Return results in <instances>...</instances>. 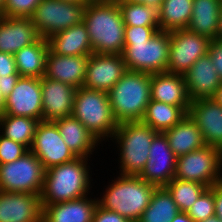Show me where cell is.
Here are the masks:
<instances>
[{
  "instance_id": "cell-1",
  "label": "cell",
  "mask_w": 222,
  "mask_h": 222,
  "mask_svg": "<svg viewBox=\"0 0 222 222\" xmlns=\"http://www.w3.org/2000/svg\"><path fill=\"white\" fill-rule=\"evenodd\" d=\"M83 23L87 27L93 53L124 52L125 24L116 0L89 1Z\"/></svg>"
},
{
  "instance_id": "cell-2",
  "label": "cell",
  "mask_w": 222,
  "mask_h": 222,
  "mask_svg": "<svg viewBox=\"0 0 222 222\" xmlns=\"http://www.w3.org/2000/svg\"><path fill=\"white\" fill-rule=\"evenodd\" d=\"M88 160L90 161L89 158L76 157L73 161L45 170L40 195L42 209L46 205L77 200L90 195L91 182L94 179H91L92 168L88 165Z\"/></svg>"
},
{
  "instance_id": "cell-3",
  "label": "cell",
  "mask_w": 222,
  "mask_h": 222,
  "mask_svg": "<svg viewBox=\"0 0 222 222\" xmlns=\"http://www.w3.org/2000/svg\"><path fill=\"white\" fill-rule=\"evenodd\" d=\"M104 187L106 190L102 192V197H97L98 205L115 211L129 221L140 219L157 188L139 176L123 175H116V179Z\"/></svg>"
},
{
  "instance_id": "cell-4",
  "label": "cell",
  "mask_w": 222,
  "mask_h": 222,
  "mask_svg": "<svg viewBox=\"0 0 222 222\" xmlns=\"http://www.w3.org/2000/svg\"><path fill=\"white\" fill-rule=\"evenodd\" d=\"M151 74L127 70L108 92L118 124L141 121L151 100Z\"/></svg>"
},
{
  "instance_id": "cell-5",
  "label": "cell",
  "mask_w": 222,
  "mask_h": 222,
  "mask_svg": "<svg viewBox=\"0 0 222 222\" xmlns=\"http://www.w3.org/2000/svg\"><path fill=\"white\" fill-rule=\"evenodd\" d=\"M142 121H128L118 124L110 139L118 148L119 175L139 176L148 158L152 140L157 134Z\"/></svg>"
},
{
  "instance_id": "cell-6",
  "label": "cell",
  "mask_w": 222,
  "mask_h": 222,
  "mask_svg": "<svg viewBox=\"0 0 222 222\" xmlns=\"http://www.w3.org/2000/svg\"><path fill=\"white\" fill-rule=\"evenodd\" d=\"M72 115L102 144L109 142L118 127L107 92L84 87L77 89Z\"/></svg>"
},
{
  "instance_id": "cell-7",
  "label": "cell",
  "mask_w": 222,
  "mask_h": 222,
  "mask_svg": "<svg viewBox=\"0 0 222 222\" xmlns=\"http://www.w3.org/2000/svg\"><path fill=\"white\" fill-rule=\"evenodd\" d=\"M170 48V32L158 31L149 41L125 42L122 56L127 70L167 72Z\"/></svg>"
},
{
  "instance_id": "cell-8",
  "label": "cell",
  "mask_w": 222,
  "mask_h": 222,
  "mask_svg": "<svg viewBox=\"0 0 222 222\" xmlns=\"http://www.w3.org/2000/svg\"><path fill=\"white\" fill-rule=\"evenodd\" d=\"M174 178L195 181L208 188L222 182V151L204 147L177 157Z\"/></svg>"
},
{
  "instance_id": "cell-9",
  "label": "cell",
  "mask_w": 222,
  "mask_h": 222,
  "mask_svg": "<svg viewBox=\"0 0 222 222\" xmlns=\"http://www.w3.org/2000/svg\"><path fill=\"white\" fill-rule=\"evenodd\" d=\"M45 169L29 150L19 159L0 164V191L41 195Z\"/></svg>"
},
{
  "instance_id": "cell-10",
  "label": "cell",
  "mask_w": 222,
  "mask_h": 222,
  "mask_svg": "<svg viewBox=\"0 0 222 222\" xmlns=\"http://www.w3.org/2000/svg\"><path fill=\"white\" fill-rule=\"evenodd\" d=\"M87 4L62 0H42L36 7L31 20L41 38L83 23Z\"/></svg>"
},
{
  "instance_id": "cell-11",
  "label": "cell",
  "mask_w": 222,
  "mask_h": 222,
  "mask_svg": "<svg viewBox=\"0 0 222 222\" xmlns=\"http://www.w3.org/2000/svg\"><path fill=\"white\" fill-rule=\"evenodd\" d=\"M210 39L188 29L170 32L168 73L184 75L208 51Z\"/></svg>"
},
{
  "instance_id": "cell-12",
  "label": "cell",
  "mask_w": 222,
  "mask_h": 222,
  "mask_svg": "<svg viewBox=\"0 0 222 222\" xmlns=\"http://www.w3.org/2000/svg\"><path fill=\"white\" fill-rule=\"evenodd\" d=\"M42 163L45 170L73 161L76 156L66 145L53 121H40L29 149Z\"/></svg>"
},
{
  "instance_id": "cell-13",
  "label": "cell",
  "mask_w": 222,
  "mask_h": 222,
  "mask_svg": "<svg viewBox=\"0 0 222 222\" xmlns=\"http://www.w3.org/2000/svg\"><path fill=\"white\" fill-rule=\"evenodd\" d=\"M3 114L42 121L41 78L20 76L14 89L4 99Z\"/></svg>"
},
{
  "instance_id": "cell-14",
  "label": "cell",
  "mask_w": 222,
  "mask_h": 222,
  "mask_svg": "<svg viewBox=\"0 0 222 222\" xmlns=\"http://www.w3.org/2000/svg\"><path fill=\"white\" fill-rule=\"evenodd\" d=\"M177 156L165 133L158 132L151 143L148 161L139 177L157 187H165L175 174Z\"/></svg>"
},
{
  "instance_id": "cell-15",
  "label": "cell",
  "mask_w": 222,
  "mask_h": 222,
  "mask_svg": "<svg viewBox=\"0 0 222 222\" xmlns=\"http://www.w3.org/2000/svg\"><path fill=\"white\" fill-rule=\"evenodd\" d=\"M127 71L122 54L89 55L84 88L109 92Z\"/></svg>"
},
{
  "instance_id": "cell-16",
  "label": "cell",
  "mask_w": 222,
  "mask_h": 222,
  "mask_svg": "<svg viewBox=\"0 0 222 222\" xmlns=\"http://www.w3.org/2000/svg\"><path fill=\"white\" fill-rule=\"evenodd\" d=\"M188 115L196 123L206 145L222 151V105L213 98L191 101Z\"/></svg>"
},
{
  "instance_id": "cell-17",
  "label": "cell",
  "mask_w": 222,
  "mask_h": 222,
  "mask_svg": "<svg viewBox=\"0 0 222 222\" xmlns=\"http://www.w3.org/2000/svg\"><path fill=\"white\" fill-rule=\"evenodd\" d=\"M40 195L0 191V222H42Z\"/></svg>"
},
{
  "instance_id": "cell-18",
  "label": "cell",
  "mask_w": 222,
  "mask_h": 222,
  "mask_svg": "<svg viewBox=\"0 0 222 222\" xmlns=\"http://www.w3.org/2000/svg\"><path fill=\"white\" fill-rule=\"evenodd\" d=\"M42 121H54L73 113L77 89L67 83L41 78Z\"/></svg>"
},
{
  "instance_id": "cell-19",
  "label": "cell",
  "mask_w": 222,
  "mask_h": 222,
  "mask_svg": "<svg viewBox=\"0 0 222 222\" xmlns=\"http://www.w3.org/2000/svg\"><path fill=\"white\" fill-rule=\"evenodd\" d=\"M89 55H58L50 50L46 58L45 77L67 83L76 89L83 87Z\"/></svg>"
},
{
  "instance_id": "cell-20",
  "label": "cell",
  "mask_w": 222,
  "mask_h": 222,
  "mask_svg": "<svg viewBox=\"0 0 222 222\" xmlns=\"http://www.w3.org/2000/svg\"><path fill=\"white\" fill-rule=\"evenodd\" d=\"M40 38L31 18L0 16V52L14 55Z\"/></svg>"
},
{
  "instance_id": "cell-21",
  "label": "cell",
  "mask_w": 222,
  "mask_h": 222,
  "mask_svg": "<svg viewBox=\"0 0 222 222\" xmlns=\"http://www.w3.org/2000/svg\"><path fill=\"white\" fill-rule=\"evenodd\" d=\"M183 77L191 101L212 98L222 82L208 54L193 63Z\"/></svg>"
},
{
  "instance_id": "cell-22",
  "label": "cell",
  "mask_w": 222,
  "mask_h": 222,
  "mask_svg": "<svg viewBox=\"0 0 222 222\" xmlns=\"http://www.w3.org/2000/svg\"><path fill=\"white\" fill-rule=\"evenodd\" d=\"M150 87L152 100L182 107L188 113L191 100L183 75L168 72L153 73Z\"/></svg>"
},
{
  "instance_id": "cell-23",
  "label": "cell",
  "mask_w": 222,
  "mask_h": 222,
  "mask_svg": "<svg viewBox=\"0 0 222 222\" xmlns=\"http://www.w3.org/2000/svg\"><path fill=\"white\" fill-rule=\"evenodd\" d=\"M62 139L76 157L91 158L101 144L96 137L73 115L53 121Z\"/></svg>"
},
{
  "instance_id": "cell-24",
  "label": "cell",
  "mask_w": 222,
  "mask_h": 222,
  "mask_svg": "<svg viewBox=\"0 0 222 222\" xmlns=\"http://www.w3.org/2000/svg\"><path fill=\"white\" fill-rule=\"evenodd\" d=\"M98 198L83 197L77 200L46 205L42 222H92Z\"/></svg>"
},
{
  "instance_id": "cell-25",
  "label": "cell",
  "mask_w": 222,
  "mask_h": 222,
  "mask_svg": "<svg viewBox=\"0 0 222 222\" xmlns=\"http://www.w3.org/2000/svg\"><path fill=\"white\" fill-rule=\"evenodd\" d=\"M49 50L58 55H91L93 48L87 27L84 23L69 27L51 35L48 39Z\"/></svg>"
},
{
  "instance_id": "cell-26",
  "label": "cell",
  "mask_w": 222,
  "mask_h": 222,
  "mask_svg": "<svg viewBox=\"0 0 222 222\" xmlns=\"http://www.w3.org/2000/svg\"><path fill=\"white\" fill-rule=\"evenodd\" d=\"M222 11V0H193L189 31L217 39Z\"/></svg>"
},
{
  "instance_id": "cell-27",
  "label": "cell",
  "mask_w": 222,
  "mask_h": 222,
  "mask_svg": "<svg viewBox=\"0 0 222 222\" xmlns=\"http://www.w3.org/2000/svg\"><path fill=\"white\" fill-rule=\"evenodd\" d=\"M164 133L167 136L171 150L177 157L206 145L198 126L188 114Z\"/></svg>"
},
{
  "instance_id": "cell-28",
  "label": "cell",
  "mask_w": 222,
  "mask_h": 222,
  "mask_svg": "<svg viewBox=\"0 0 222 222\" xmlns=\"http://www.w3.org/2000/svg\"><path fill=\"white\" fill-rule=\"evenodd\" d=\"M48 51L49 44L45 38H40L37 42L17 51L14 59L18 74L22 77L34 78L45 76Z\"/></svg>"
},
{
  "instance_id": "cell-29",
  "label": "cell",
  "mask_w": 222,
  "mask_h": 222,
  "mask_svg": "<svg viewBox=\"0 0 222 222\" xmlns=\"http://www.w3.org/2000/svg\"><path fill=\"white\" fill-rule=\"evenodd\" d=\"M193 11V0H163L158 9L160 31L187 29Z\"/></svg>"
},
{
  "instance_id": "cell-30",
  "label": "cell",
  "mask_w": 222,
  "mask_h": 222,
  "mask_svg": "<svg viewBox=\"0 0 222 222\" xmlns=\"http://www.w3.org/2000/svg\"><path fill=\"white\" fill-rule=\"evenodd\" d=\"M187 114L182 107L151 99L141 121L156 132L164 133L179 123Z\"/></svg>"
},
{
  "instance_id": "cell-31",
  "label": "cell",
  "mask_w": 222,
  "mask_h": 222,
  "mask_svg": "<svg viewBox=\"0 0 222 222\" xmlns=\"http://www.w3.org/2000/svg\"><path fill=\"white\" fill-rule=\"evenodd\" d=\"M40 121L26 116H0V134L31 148L36 127Z\"/></svg>"
},
{
  "instance_id": "cell-32",
  "label": "cell",
  "mask_w": 222,
  "mask_h": 222,
  "mask_svg": "<svg viewBox=\"0 0 222 222\" xmlns=\"http://www.w3.org/2000/svg\"><path fill=\"white\" fill-rule=\"evenodd\" d=\"M179 209L165 187H157L140 222H172Z\"/></svg>"
},
{
  "instance_id": "cell-33",
  "label": "cell",
  "mask_w": 222,
  "mask_h": 222,
  "mask_svg": "<svg viewBox=\"0 0 222 222\" xmlns=\"http://www.w3.org/2000/svg\"><path fill=\"white\" fill-rule=\"evenodd\" d=\"M165 188L171 194L179 211L187 212L208 187L195 181H183L173 178Z\"/></svg>"
},
{
  "instance_id": "cell-34",
  "label": "cell",
  "mask_w": 222,
  "mask_h": 222,
  "mask_svg": "<svg viewBox=\"0 0 222 222\" xmlns=\"http://www.w3.org/2000/svg\"><path fill=\"white\" fill-rule=\"evenodd\" d=\"M125 26H159L158 10L151 6L116 0Z\"/></svg>"
},
{
  "instance_id": "cell-35",
  "label": "cell",
  "mask_w": 222,
  "mask_h": 222,
  "mask_svg": "<svg viewBox=\"0 0 222 222\" xmlns=\"http://www.w3.org/2000/svg\"><path fill=\"white\" fill-rule=\"evenodd\" d=\"M194 222H201L215 215L214 185L207 188L186 212Z\"/></svg>"
},
{
  "instance_id": "cell-36",
  "label": "cell",
  "mask_w": 222,
  "mask_h": 222,
  "mask_svg": "<svg viewBox=\"0 0 222 222\" xmlns=\"http://www.w3.org/2000/svg\"><path fill=\"white\" fill-rule=\"evenodd\" d=\"M42 0H5L0 16L31 18Z\"/></svg>"
},
{
  "instance_id": "cell-37",
  "label": "cell",
  "mask_w": 222,
  "mask_h": 222,
  "mask_svg": "<svg viewBox=\"0 0 222 222\" xmlns=\"http://www.w3.org/2000/svg\"><path fill=\"white\" fill-rule=\"evenodd\" d=\"M28 151L29 149L25 145L0 134V164L13 162Z\"/></svg>"
},
{
  "instance_id": "cell-38",
  "label": "cell",
  "mask_w": 222,
  "mask_h": 222,
  "mask_svg": "<svg viewBox=\"0 0 222 222\" xmlns=\"http://www.w3.org/2000/svg\"><path fill=\"white\" fill-rule=\"evenodd\" d=\"M158 31L159 26H125L124 42L149 41Z\"/></svg>"
},
{
  "instance_id": "cell-39",
  "label": "cell",
  "mask_w": 222,
  "mask_h": 222,
  "mask_svg": "<svg viewBox=\"0 0 222 222\" xmlns=\"http://www.w3.org/2000/svg\"><path fill=\"white\" fill-rule=\"evenodd\" d=\"M207 54L222 81V41L219 39H211L208 45Z\"/></svg>"
},
{
  "instance_id": "cell-40",
  "label": "cell",
  "mask_w": 222,
  "mask_h": 222,
  "mask_svg": "<svg viewBox=\"0 0 222 222\" xmlns=\"http://www.w3.org/2000/svg\"><path fill=\"white\" fill-rule=\"evenodd\" d=\"M92 222H130L125 217L119 215L115 211L107 210L99 205L96 206Z\"/></svg>"
},
{
  "instance_id": "cell-41",
  "label": "cell",
  "mask_w": 222,
  "mask_h": 222,
  "mask_svg": "<svg viewBox=\"0 0 222 222\" xmlns=\"http://www.w3.org/2000/svg\"><path fill=\"white\" fill-rule=\"evenodd\" d=\"M12 74H18L14 55L0 52V76L7 77V75Z\"/></svg>"
},
{
  "instance_id": "cell-42",
  "label": "cell",
  "mask_w": 222,
  "mask_h": 222,
  "mask_svg": "<svg viewBox=\"0 0 222 222\" xmlns=\"http://www.w3.org/2000/svg\"><path fill=\"white\" fill-rule=\"evenodd\" d=\"M20 75L12 74L7 77L0 76V95L5 99L14 89Z\"/></svg>"
},
{
  "instance_id": "cell-43",
  "label": "cell",
  "mask_w": 222,
  "mask_h": 222,
  "mask_svg": "<svg viewBox=\"0 0 222 222\" xmlns=\"http://www.w3.org/2000/svg\"><path fill=\"white\" fill-rule=\"evenodd\" d=\"M215 215L222 221V182L214 185Z\"/></svg>"
},
{
  "instance_id": "cell-44",
  "label": "cell",
  "mask_w": 222,
  "mask_h": 222,
  "mask_svg": "<svg viewBox=\"0 0 222 222\" xmlns=\"http://www.w3.org/2000/svg\"><path fill=\"white\" fill-rule=\"evenodd\" d=\"M125 1L151 6L153 8H156L157 10L160 8L163 2V0H125Z\"/></svg>"
},
{
  "instance_id": "cell-45",
  "label": "cell",
  "mask_w": 222,
  "mask_h": 222,
  "mask_svg": "<svg viewBox=\"0 0 222 222\" xmlns=\"http://www.w3.org/2000/svg\"><path fill=\"white\" fill-rule=\"evenodd\" d=\"M172 222H194L186 212H178Z\"/></svg>"
},
{
  "instance_id": "cell-46",
  "label": "cell",
  "mask_w": 222,
  "mask_h": 222,
  "mask_svg": "<svg viewBox=\"0 0 222 222\" xmlns=\"http://www.w3.org/2000/svg\"><path fill=\"white\" fill-rule=\"evenodd\" d=\"M217 103L222 105V82L221 85L218 87L215 95L212 97Z\"/></svg>"
},
{
  "instance_id": "cell-47",
  "label": "cell",
  "mask_w": 222,
  "mask_h": 222,
  "mask_svg": "<svg viewBox=\"0 0 222 222\" xmlns=\"http://www.w3.org/2000/svg\"><path fill=\"white\" fill-rule=\"evenodd\" d=\"M201 222H222L216 215L209 217Z\"/></svg>"
},
{
  "instance_id": "cell-48",
  "label": "cell",
  "mask_w": 222,
  "mask_h": 222,
  "mask_svg": "<svg viewBox=\"0 0 222 222\" xmlns=\"http://www.w3.org/2000/svg\"><path fill=\"white\" fill-rule=\"evenodd\" d=\"M217 39L222 41V11H221V15H220V25H219V32L217 35Z\"/></svg>"
},
{
  "instance_id": "cell-49",
  "label": "cell",
  "mask_w": 222,
  "mask_h": 222,
  "mask_svg": "<svg viewBox=\"0 0 222 222\" xmlns=\"http://www.w3.org/2000/svg\"><path fill=\"white\" fill-rule=\"evenodd\" d=\"M65 2H73V3H77V4H87L89 2V0H62Z\"/></svg>"
},
{
  "instance_id": "cell-50",
  "label": "cell",
  "mask_w": 222,
  "mask_h": 222,
  "mask_svg": "<svg viewBox=\"0 0 222 222\" xmlns=\"http://www.w3.org/2000/svg\"><path fill=\"white\" fill-rule=\"evenodd\" d=\"M4 110V98L0 95V116L3 114Z\"/></svg>"
},
{
  "instance_id": "cell-51",
  "label": "cell",
  "mask_w": 222,
  "mask_h": 222,
  "mask_svg": "<svg viewBox=\"0 0 222 222\" xmlns=\"http://www.w3.org/2000/svg\"><path fill=\"white\" fill-rule=\"evenodd\" d=\"M4 1H5V0H0V13H1L2 10H3Z\"/></svg>"
}]
</instances>
